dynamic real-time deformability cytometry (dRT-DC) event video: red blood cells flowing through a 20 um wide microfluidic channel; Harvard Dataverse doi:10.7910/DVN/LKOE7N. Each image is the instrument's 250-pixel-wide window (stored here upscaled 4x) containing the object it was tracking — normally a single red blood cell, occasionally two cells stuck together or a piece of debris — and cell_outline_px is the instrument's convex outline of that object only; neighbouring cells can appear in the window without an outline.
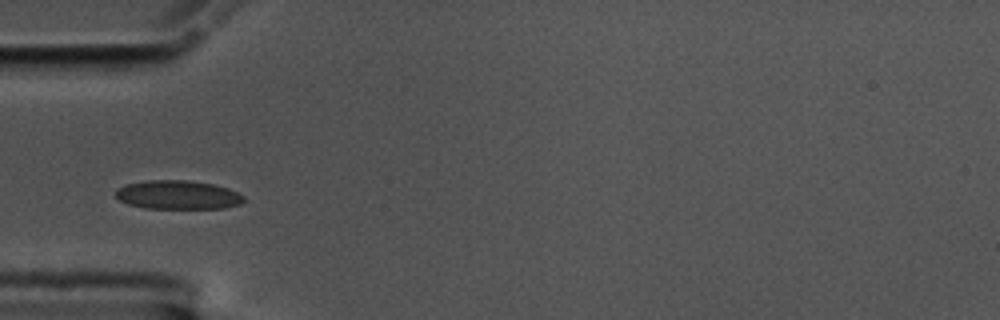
{"species": "common noctule bat (a hibernating species)", "species_latin": "Nyctalus noctula", "temperature_condition": "cold", "stored_images_in_passage": 40, "camera_frame_rate_fps": 3000, "um_per_image_px": 0.085, "animal": {"sex": "male", "body_mass_g": 17.5, "forearm_length_mm": 52.3}, "frame": {"image": 1, "passage_image": 1, "time_ms": 0.0, "image_size_px": [1000, 320], "cell_outline_px": [[244, 200], [240, 204], [224, 208], [144, 208], [128, 204], [120, 200], [116, 196], [116, 188], [124, 184], [148, 180], [188, 180], [216, 184], [228, 188], [244, 196]], "centroid_in_image_um": [15.11, 16.55], "position_along_channel_um": 69.9, "area_um2": 21.62}}
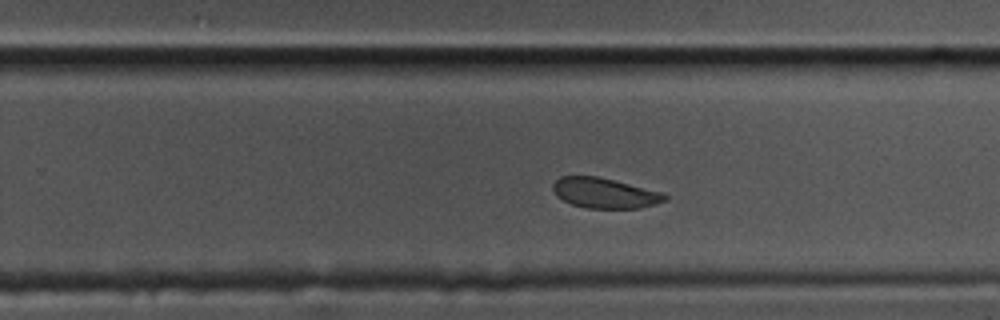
{"frame": {"image": 2, "passage_image": 19, "time_ms": 6.0, "image_size_px": [1000, 320], "cell_outline_px": [[668, 200], [656, 204], [640, 208], [584, 208], [572, 204], [556, 196], [552, 188], [552, 184], [560, 176], [596, 176], [664, 192], [668, 196]], "centroid_in_image_um": [51.42, 16.41], "position_along_channel_um": 278.4, "area_um2": 19.83}}
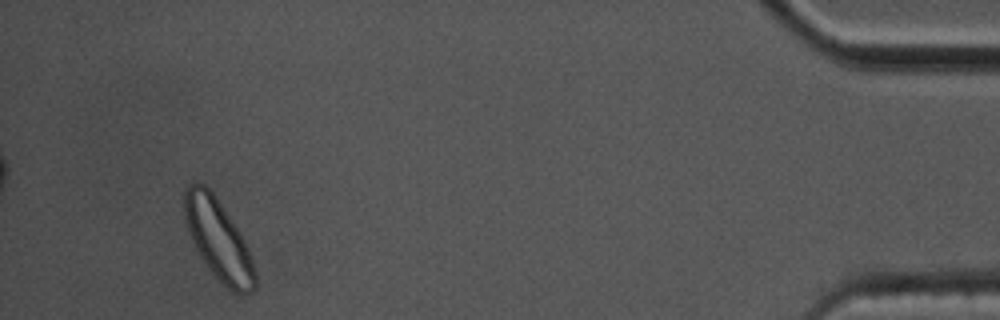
{"frame": {"image": 3, "passage_image": 37, "time_ms": 12.0, "image_size_px": [1000, 320], "cell_outline_px": [[256, 288], [252, 292], [244, 296], [240, 296], [232, 292], [212, 272], [200, 256], [192, 240], [184, 220], [184, 188], [192, 184], [204, 184], [212, 192], [236, 228], [248, 248], [256, 272]], "centroid_in_image_um": [18.57, 20.43], "position_along_channel_um": 416.6, "area_um2": 32.54}, "authors_computed_cell_mechanics": {"area_um2": 21.386, "velocity_mm_per_s": 3.4847, "shape_relaxation_time_tau1_ms": 1.99, "shape_relaxation_time_tau2_ms": null, "deformation_change_tau1": 0.0559, "deformation_change_tau2": null}}